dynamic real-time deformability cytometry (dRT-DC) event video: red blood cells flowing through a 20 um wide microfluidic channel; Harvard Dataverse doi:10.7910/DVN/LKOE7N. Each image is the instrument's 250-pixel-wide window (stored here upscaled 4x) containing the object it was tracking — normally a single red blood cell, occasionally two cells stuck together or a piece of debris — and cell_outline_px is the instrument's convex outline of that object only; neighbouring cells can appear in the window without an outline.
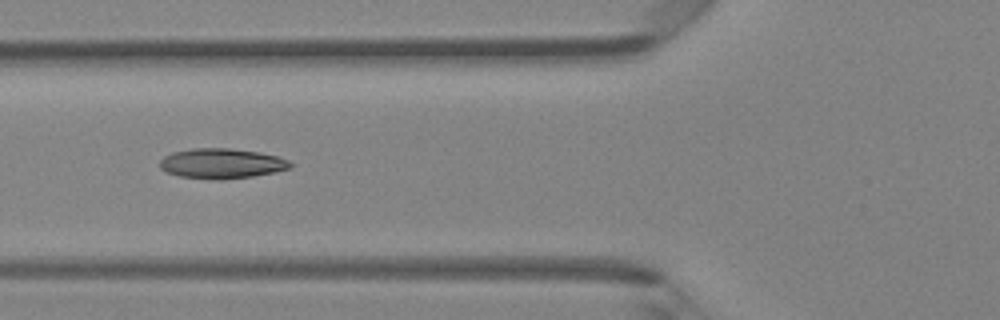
{"species": "Egyptian fruit bat (a non-hibernating species)", "species_latin": "Rousettus aegyptiacus", "temperature_condition": "room temperature", "stored_images_in_passage": 5, "camera_frame_rate_fps": 3000, "um_per_image_px": 0.085, "animal": {"sex": "female"}, "frame": {"image": 1, "passage_image": 5, "time_ms": 1.333, "image_size_px": [1000, 320], "cell_outline_px": [[292, 168], [252, 176], [220, 180], [212, 180], [180, 176], [168, 172], [160, 168], [160, 160], [164, 156], [172, 152], [192, 148], [228, 148], [260, 152], [276, 156], [288, 160], [292, 164]], "centroid_in_image_um": [18.82, 13.89], "position_along_channel_um": 107.0, "area_um2": 22.83}}